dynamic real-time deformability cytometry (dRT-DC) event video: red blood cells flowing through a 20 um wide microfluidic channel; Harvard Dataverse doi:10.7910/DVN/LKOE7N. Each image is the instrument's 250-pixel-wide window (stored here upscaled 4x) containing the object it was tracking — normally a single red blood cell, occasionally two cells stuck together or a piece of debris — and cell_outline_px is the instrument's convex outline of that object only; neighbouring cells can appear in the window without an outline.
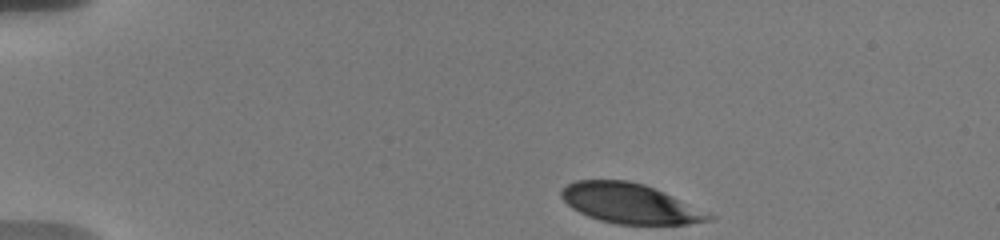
{"species": "human", "species_latin": "Homo sapiens", "temperature_condition": "warm", "stored_images_in_passage": 19, "camera_frame_rate_fps": 3000, "um_per_image_px": 0.085, "donor": {"sex": "male"}, "frame": {"image": 1, "passage_image": 1, "time_ms": 0.0, "image_size_px": [1000, 240], "cell_outline_px": [[716, 216], [712, 220], [688, 224], [616, 224], [600, 220], [588, 216], [572, 208], [560, 196], [560, 192], [568, 184], [576, 180], [628, 180], [644, 184], [664, 192]], "centroid_in_image_um": [53.55, 17.29], "position_along_channel_um": 31.4, "area_um2": 34.04}}
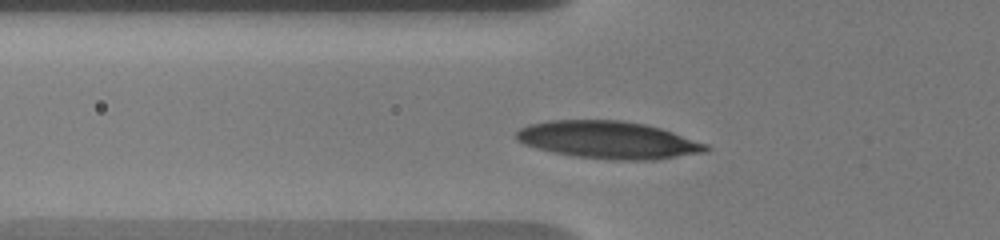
{"frame": {"image": 2, "passage_image": 13, "time_ms": 3.333, "image_size_px": [1000, 240], "cell_outline_px": [[712, 148], [708, 152], [656, 160], [616, 160], [576, 156], [552, 152], [536, 148], [524, 144], [516, 140], [516, 132], [520, 128], [528, 124], [548, 120], [624, 120], [644, 124], [660, 128], [708, 144]], "centroid_in_image_um": [51.72, 11.9], "position_along_channel_um": 74.1, "area_um2": 41.62}}
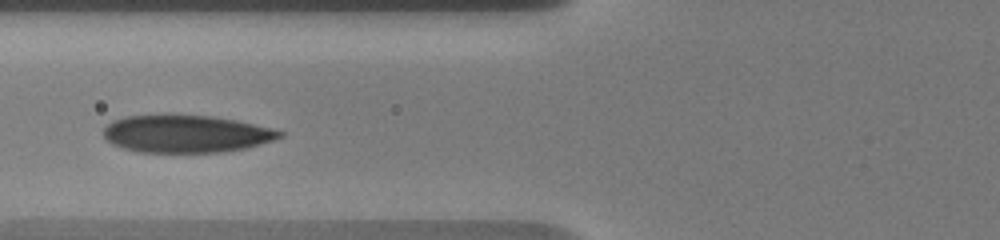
{"frame": {"image": 3, "passage_image": 18, "time_ms": 4.333, "image_size_px": [1000, 240], "cell_outline_px": [[284, 136], [260, 144], [244, 148], [220, 152], [136, 152], [112, 144], [104, 136], [104, 128], [112, 120], [124, 116], [212, 116], [236, 120], [272, 128], [284, 132]], "centroid_in_image_um": [15.82, 11.38], "position_along_channel_um": 110.0, "area_um2": 38.03}}